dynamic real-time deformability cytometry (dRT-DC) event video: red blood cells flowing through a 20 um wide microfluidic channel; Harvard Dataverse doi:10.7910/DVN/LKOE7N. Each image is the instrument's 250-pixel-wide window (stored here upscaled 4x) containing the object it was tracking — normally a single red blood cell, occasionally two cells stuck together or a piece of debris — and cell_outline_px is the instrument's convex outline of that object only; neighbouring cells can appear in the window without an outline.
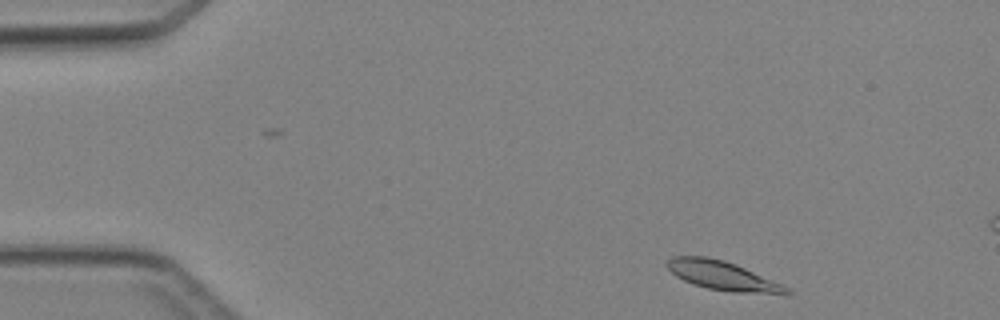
{"species": "Egyptian fruit bat (a non-hibernating species)", "species_latin": "Rousettus aegyptiacus", "temperature_condition": "cold", "stored_images_in_passage": 3, "camera_frame_rate_fps": 3000, "um_per_image_px": 0.085, "animal": {"sex": "female"}, "frame": {"image": 1, "passage_image": 1, "time_ms": 0.0, "image_size_px": [1000, 320], "cell_outline_px": [[792, 296], [784, 296], [732, 292], [708, 288], [692, 284], [676, 276], [664, 264], [672, 256], [708, 256], [724, 260], [736, 264], [780, 284], [788, 288], [792, 292]], "centroid_in_image_um": [61.48, 23.46], "position_along_channel_um": 23.5, "area_um2": 20.52}}